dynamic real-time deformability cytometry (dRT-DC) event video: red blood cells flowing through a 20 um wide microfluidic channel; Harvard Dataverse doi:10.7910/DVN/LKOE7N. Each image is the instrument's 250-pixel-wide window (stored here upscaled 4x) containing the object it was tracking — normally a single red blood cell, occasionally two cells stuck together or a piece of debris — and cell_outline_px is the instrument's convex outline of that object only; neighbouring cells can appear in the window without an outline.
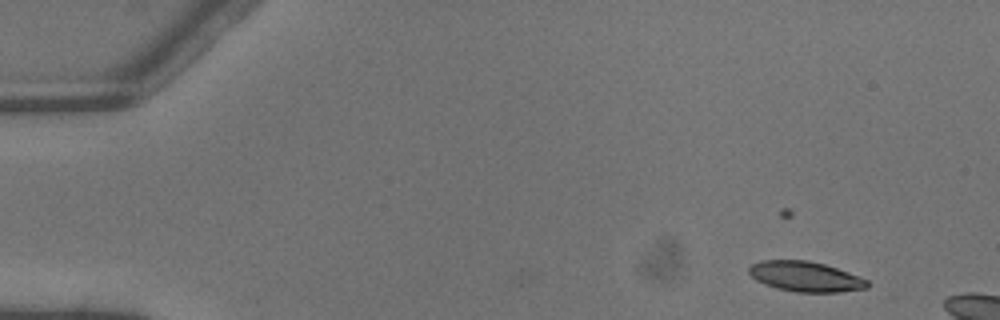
{"species": "common noctule bat (a hibernating species)", "species_latin": "Nyctalus noctula", "temperature_condition": "warm", "stored_images_in_passage": 3, "camera_frame_rate_fps": 3000, "um_per_image_px": 0.085, "animal": {"sex": "male", "body_mass_g": 13.3}, "frame": {"image": 1, "passage_image": 1, "time_ms": 0.0, "image_size_px": [1000, 320], "cell_outline_px": [[868, 288], [840, 292], [796, 292], [776, 288], [764, 284], [756, 280], [748, 272], [748, 268], [752, 264], [760, 260], [808, 260], [824, 264], [848, 272], [868, 280]], "centroid_in_image_um": [68.44, 23.51], "position_along_channel_um": 16.6, "area_um2": 20.81}}